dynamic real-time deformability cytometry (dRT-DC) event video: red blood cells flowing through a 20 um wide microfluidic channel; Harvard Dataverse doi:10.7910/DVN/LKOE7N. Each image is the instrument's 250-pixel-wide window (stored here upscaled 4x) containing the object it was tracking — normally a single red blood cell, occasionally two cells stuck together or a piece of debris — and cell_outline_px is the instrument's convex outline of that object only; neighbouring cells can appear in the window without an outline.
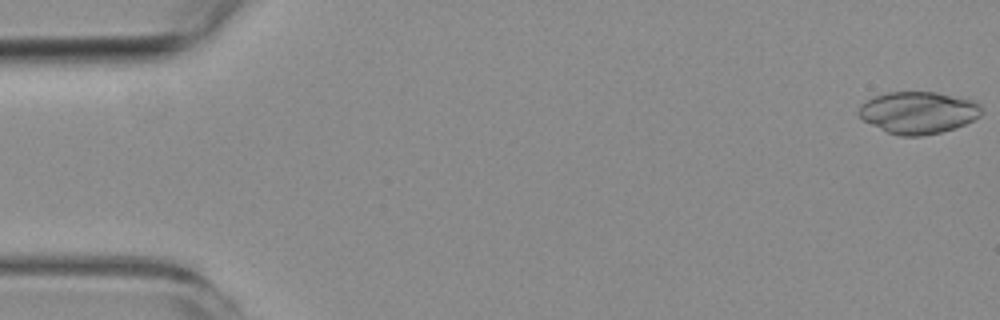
{"species": "common noctule bat (a hibernating species)", "species_latin": "Nyctalus noctula", "temperature_condition": "room temperature", "stored_images_in_passage": 5, "camera_frame_rate_fps": 3000, "um_per_image_px": 0.085, "animal": {"sex": "female", "body_mass_g": 19.3, "forearm_length_mm": 54.1}, "frame": {"image": 1, "passage_image": 1, "time_ms": 0.0, "image_size_px": [1000, 320], "cell_outline_px": [[984, 112], [980, 116], [964, 124], [940, 132], [920, 136], [900, 136], [888, 132], [864, 120], [856, 112], [860, 104], [876, 96], [888, 92], [936, 92], [976, 100], [980, 104]], "centroid_in_image_um": [78.08, 9.55], "position_along_channel_um": 6.9, "area_um2": 30.0}}
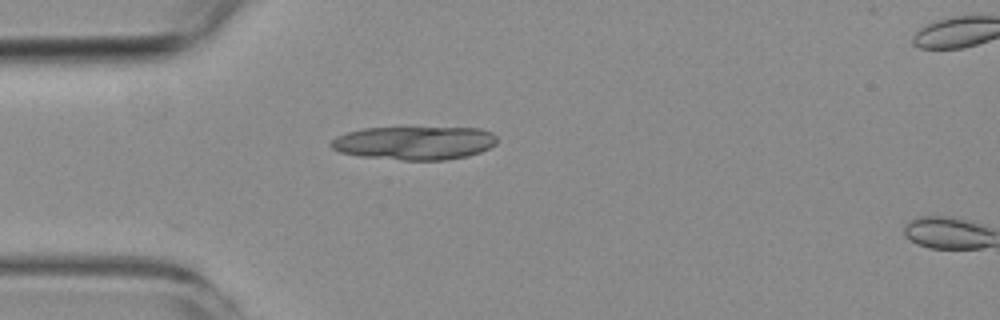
{"frame": {"image": 2, "passage_image": 4, "time_ms": 4.667, "image_size_px": [1000, 320], "cell_outline_px": [[496, 144], [480, 152], [468, 156], [444, 160], [404, 160], [360, 156], [340, 152], [332, 148], [328, 144], [336, 136], [348, 132], [364, 128], [480, 128], [492, 132], [496, 136]], "centroid_in_image_um": [35.23, 12.15], "position_along_channel_um": 49.8, "area_um2": 32.31}}